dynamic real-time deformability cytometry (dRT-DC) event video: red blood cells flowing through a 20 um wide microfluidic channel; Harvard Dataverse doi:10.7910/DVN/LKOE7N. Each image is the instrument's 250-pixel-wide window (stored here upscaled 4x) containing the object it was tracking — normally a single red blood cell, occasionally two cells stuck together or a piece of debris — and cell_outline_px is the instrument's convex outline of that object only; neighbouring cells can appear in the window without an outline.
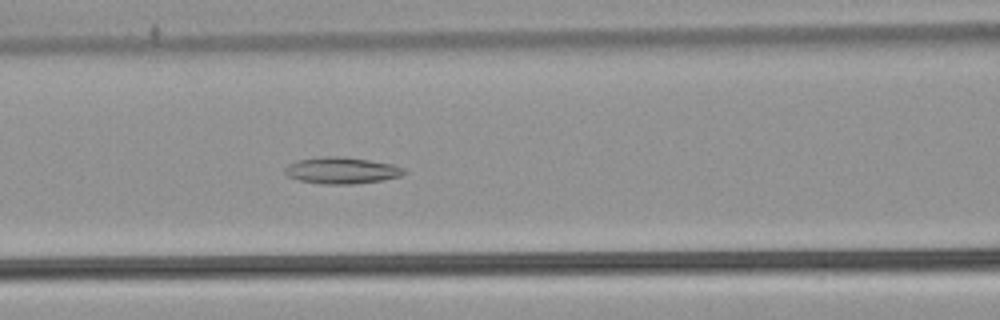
{"species": "common noctule bat (a hibernating species)", "species_latin": "Nyctalus noctula", "temperature_condition": "warm", "stored_images_in_passage": 47, "camera_frame_rate_fps": 3000, "um_per_image_px": 0.085, "animal": {"sex": "male", "body_mass_g": 21.5, "forearm_length_mm": 52.0}, "frame": {"image": 1, "passage_image": 16, "time_ms": 5.0, "image_size_px": [1000, 320], "cell_outline_px": [[408, 172], [400, 176], [384, 180], [352, 184], [320, 184], [300, 180], [288, 176], [284, 172], [284, 168], [288, 164], [296, 160], [320, 156], [340, 156], [368, 160], [392, 164], [404, 168]], "centroid_in_image_um": [29.03, 14.48], "position_along_channel_um": 137.6, "area_um2": 18.55}}
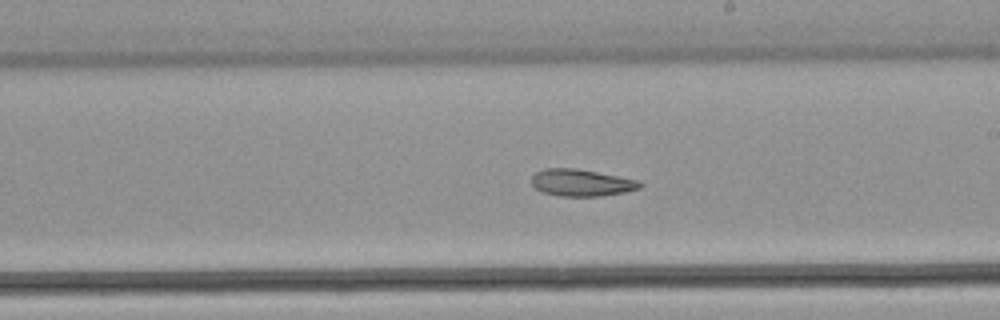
{"frame": {"image": 2, "passage_image": 24, "time_ms": 7.667, "image_size_px": [1000, 320], "cell_outline_px": [[644, 184], [640, 188], [624, 192], [600, 196], [560, 196], [544, 192], [536, 188], [532, 184], [532, 176], [536, 172], [544, 168], [576, 168], [640, 180]], "centroid_in_image_um": [49.44, 15.52], "position_along_channel_um": 239.6, "area_um2": 16.99}}
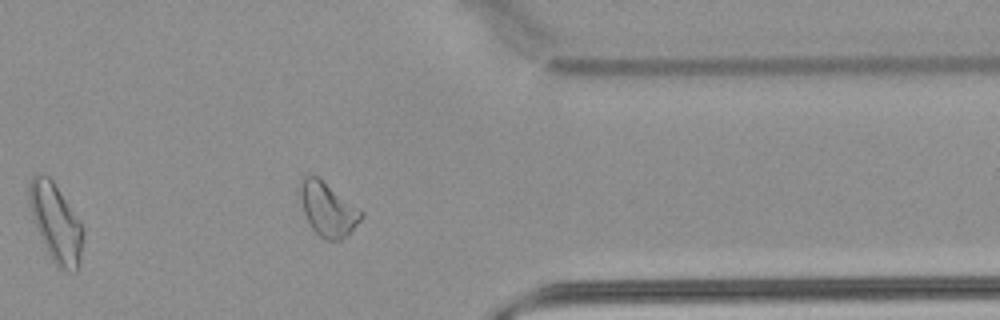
{"frame": {"image": 3, "passage_image": 36, "time_ms": 11.667, "image_size_px": [1000, 320], "cell_outline_px": [[364, 216], [348, 236], [340, 240], [324, 240], [312, 228], [304, 212], [300, 196], [300, 180], [304, 176], [316, 176], [360, 208], [364, 212]], "centroid_in_image_um": [27.9, 17.81], "position_along_channel_um": 383.5, "area_um2": 19.02}}